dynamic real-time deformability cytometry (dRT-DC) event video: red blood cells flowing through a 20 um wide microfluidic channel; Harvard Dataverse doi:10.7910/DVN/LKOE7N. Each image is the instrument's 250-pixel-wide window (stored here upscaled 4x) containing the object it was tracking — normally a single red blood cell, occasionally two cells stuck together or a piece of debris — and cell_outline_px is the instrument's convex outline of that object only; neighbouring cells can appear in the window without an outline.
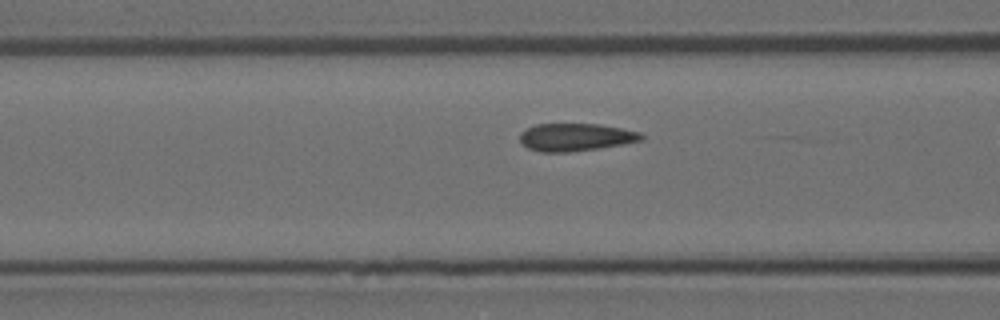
{"species": "Egyptian fruit bat (a non-hibernating species)", "species_latin": "Rousettus aegyptiacus", "temperature_condition": "room temperature", "stored_images_in_passage": 8, "camera_frame_rate_fps": 3000, "um_per_image_px": 0.085, "animal": {"sex": "female"}, "frame": {"image": 1, "passage_image": 6, "time_ms": 1.667, "image_size_px": [1000, 320], "cell_outline_px": [[644, 140], [624, 144], [600, 148], [568, 152], [540, 152], [528, 148], [520, 144], [520, 132], [536, 124], [600, 124], [640, 132], [644, 136]], "centroid_in_image_um": [48.93, 11.66], "position_along_channel_um": 117.7, "area_um2": 19.71}}